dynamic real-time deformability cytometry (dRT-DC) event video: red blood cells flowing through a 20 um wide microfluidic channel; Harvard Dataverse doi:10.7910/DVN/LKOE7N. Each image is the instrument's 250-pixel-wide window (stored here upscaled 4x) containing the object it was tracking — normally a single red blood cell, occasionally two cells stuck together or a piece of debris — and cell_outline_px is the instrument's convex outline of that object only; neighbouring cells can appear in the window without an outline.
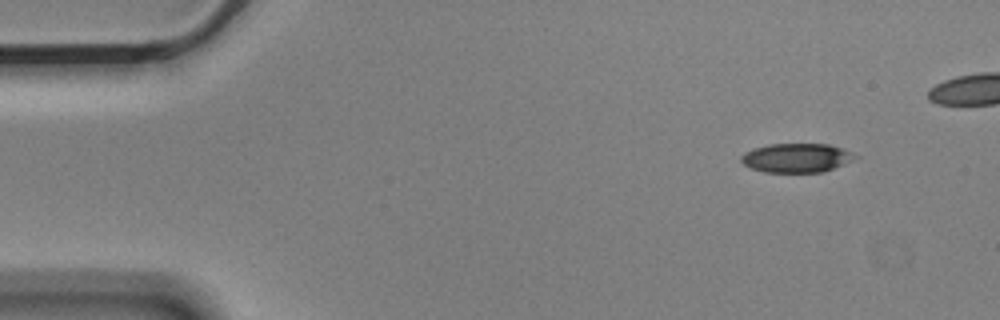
{"species": "Egyptian fruit bat (a non-hibernating species)", "species_latin": "Rousettus aegyptiacus", "temperature_condition": "cold", "stored_images_in_passage": 2, "camera_frame_rate_fps": 3000, "um_per_image_px": 0.085, "animal": {"sex": "male"}, "frame": {"image": 1, "passage_image": 2, "time_ms": 0.333, "image_size_px": [1000, 320], "cell_outline_px": [[860, 156], [852, 160], [824, 172], [764, 172], [752, 168], [744, 164], [740, 160], [740, 156], [744, 152], [752, 148], [768, 144], [828, 144], [852, 152]], "centroid_in_image_um": [67.68, 13.41], "position_along_channel_um": 17.3, "area_um2": 19.31}}